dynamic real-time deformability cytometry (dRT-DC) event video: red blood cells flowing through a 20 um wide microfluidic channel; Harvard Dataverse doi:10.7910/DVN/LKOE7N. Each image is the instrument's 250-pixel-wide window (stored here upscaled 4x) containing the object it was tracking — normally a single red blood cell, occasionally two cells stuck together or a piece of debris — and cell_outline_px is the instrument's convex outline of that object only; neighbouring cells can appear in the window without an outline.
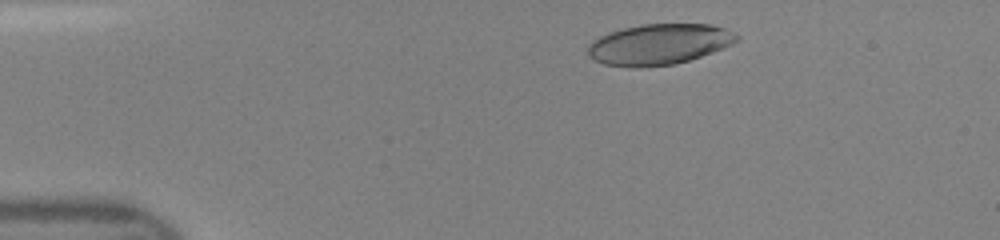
{"species": "human", "species_latin": "Homo sapiens", "temperature_condition": "room temperature", "stored_images_in_passage": 40, "camera_frame_rate_fps": 3000, "um_per_image_px": 0.085, "donor": {"sex": "female"}, "frame": {"image": 1, "passage_image": 1, "time_ms": 0.0, "image_size_px": [1000, 240], "cell_outline_px": [[740, 40], [732, 44], [712, 52], [676, 64], [640, 68], [632, 68], [604, 64], [592, 60], [588, 56], [588, 44], [592, 40], [608, 32], [640, 24], [712, 24], [724, 28], [740, 36]], "centroid_in_image_um": [55.98, 3.77], "position_along_channel_um": 29.0, "area_um2": 35.66}}
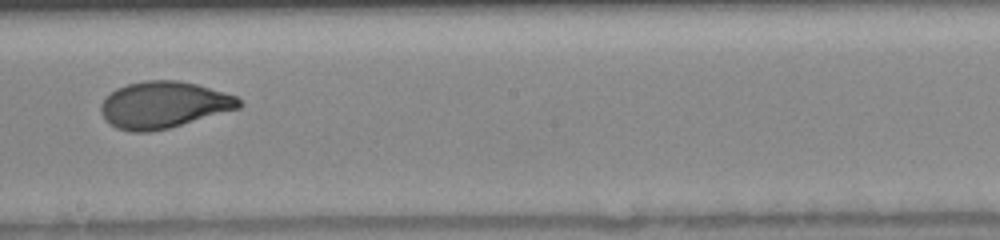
{"frame": {"image": 2, "passage_image": 20, "time_ms": 6.333, "image_size_px": [1000, 240], "cell_outline_px": [[244, 104], [240, 108], [168, 128], [148, 132], [128, 132], [116, 128], [100, 112], [100, 104], [116, 88], [128, 84], [144, 80], [180, 80], [196, 84], [224, 92], [236, 96]], "centroid_in_image_um": [13.92, 8.91], "position_along_channel_um": 234.3, "area_um2": 37.4}}
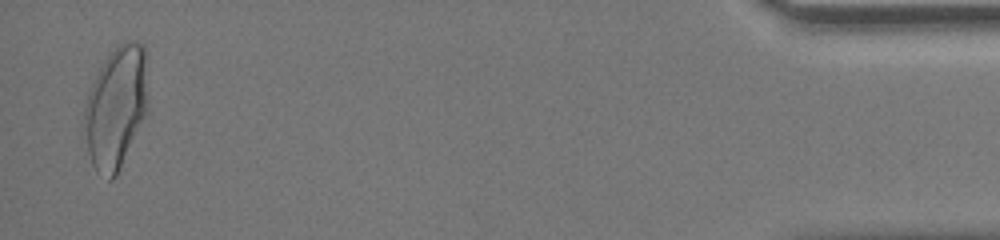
{"frame": {"image": 3, "passage_image": 39, "time_ms": 12.667, "image_size_px": [1000, 240], "cell_outline_px": [[148, 108], [116, 176], [112, 180], [108, 180], [96, 172], [80, 140], [84, 104], [88, 92], [104, 60], [116, 44], [124, 40], [132, 40], [144, 44], [148, 100]], "centroid_in_image_um": [9.79, 9.15], "position_along_channel_um": 425.4, "area_um2": 46.36}}